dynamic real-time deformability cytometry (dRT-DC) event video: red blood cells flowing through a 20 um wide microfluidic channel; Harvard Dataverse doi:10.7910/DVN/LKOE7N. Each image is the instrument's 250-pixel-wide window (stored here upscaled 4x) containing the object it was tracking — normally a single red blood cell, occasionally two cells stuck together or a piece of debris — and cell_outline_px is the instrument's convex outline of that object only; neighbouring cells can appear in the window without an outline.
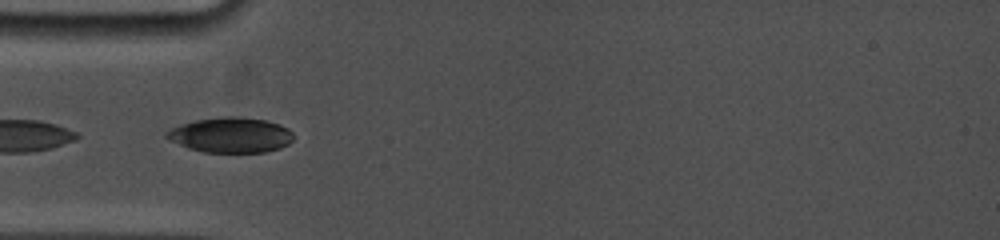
{"species": "common noctule bat (a hibernating species)", "species_latin": "Nyctalus noctula", "temperature_condition": "cold", "stored_images_in_passage": 5, "camera_frame_rate_fps": 5000, "um_per_image_px": 0.085, "animal": {"sex": "female", "body_mass_g": 19.0, "forearm_length_mm": 53.3}, "frame": {"image": 1, "passage_image": 2, "time_ms": 0.4, "image_size_px": [1000, 240], "cell_outline_px": [[292, 140], [288, 144], [280, 148], [264, 152], [204, 152], [188, 148], [168, 140], [164, 136], [164, 132], [180, 124], [196, 120], [224, 116], [240, 116], [264, 120], [280, 124], [288, 128], [292, 132]], "centroid_in_image_um": [19.58, 11.47], "position_along_channel_um": 65.4, "area_um2": 26.13}}